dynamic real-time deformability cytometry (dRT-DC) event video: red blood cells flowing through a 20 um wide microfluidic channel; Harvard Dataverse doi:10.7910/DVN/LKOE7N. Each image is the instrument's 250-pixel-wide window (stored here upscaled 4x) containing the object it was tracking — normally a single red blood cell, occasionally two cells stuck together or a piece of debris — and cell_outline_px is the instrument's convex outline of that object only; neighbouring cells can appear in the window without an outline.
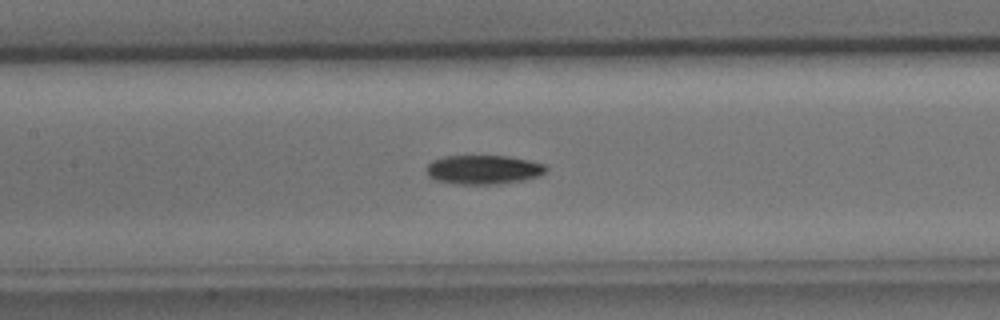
{"species": "common noctule bat (a hibernating species)", "species_latin": "Nyctalus noctula", "temperature_condition": "cold", "stored_images_in_passage": 6, "camera_frame_rate_fps": 3000, "um_per_image_px": 0.085, "animal": {"sex": "male", "body_mass_g": 15.6}, "frame": {"image": 1, "passage_image": 6, "time_ms": 6.667, "image_size_px": [1000, 320], "cell_outline_px": [[548, 172], [540, 176], [524, 180], [500, 184], [452, 184], [436, 180], [428, 176], [428, 164], [432, 160], [444, 156], [508, 156], [528, 160], [544, 164], [548, 168]], "centroid_in_image_um": [41.13, 14.43], "position_along_channel_um": 166.3, "area_um2": 20.46}}